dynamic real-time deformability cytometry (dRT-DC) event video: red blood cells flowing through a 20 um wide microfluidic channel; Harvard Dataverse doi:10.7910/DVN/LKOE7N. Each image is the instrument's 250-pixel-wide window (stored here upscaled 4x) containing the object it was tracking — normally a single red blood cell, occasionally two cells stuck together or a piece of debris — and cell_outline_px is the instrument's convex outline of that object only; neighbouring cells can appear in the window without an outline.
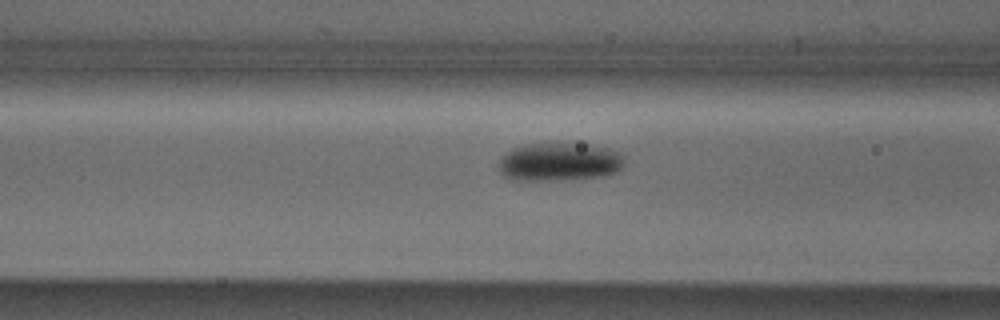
{"species": "Egyptian fruit bat (a non-hibernating species)", "species_latin": "Rousettus aegyptiacus", "temperature_condition": "cold", "stored_images_in_passage": 9, "camera_frame_rate_fps": 3000, "um_per_image_px": 0.085, "animal": {"sex": "male"}, "frame": {"image": 1, "passage_image": 8, "time_ms": 2.333, "image_size_px": [1000, 320], "cell_outline_px": [[624, 164], [616, 172], [604, 176], [560, 180], [512, 180], [504, 176], [500, 172], [496, 164], [500, 156], [504, 152], [512, 148], [524, 144], [588, 144], [608, 148], [620, 152], [624, 156]], "centroid_in_image_um": [47.49, 13.76], "position_along_channel_um": 119.1, "area_um2": 28.44}}